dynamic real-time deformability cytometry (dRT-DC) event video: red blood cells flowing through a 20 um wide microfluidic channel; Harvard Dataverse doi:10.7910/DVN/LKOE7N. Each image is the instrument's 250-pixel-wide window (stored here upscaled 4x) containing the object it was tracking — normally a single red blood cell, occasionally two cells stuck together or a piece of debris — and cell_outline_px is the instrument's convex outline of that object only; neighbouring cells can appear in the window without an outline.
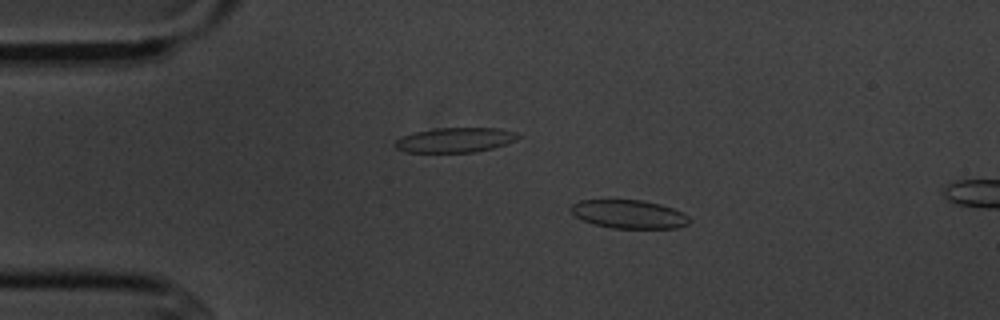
{"species": "common noctule bat (a hibernating species)", "species_latin": "Nyctalus noctula", "temperature_condition": "cold", "stored_images_in_passage": 5, "camera_frame_rate_fps": 3000, "um_per_image_px": 0.085, "animal": {"sex": "male", "body_mass_g": 20.1, "forearm_length_mm": 53.5}, "frame": {"image": 1, "passage_image": 3, "time_ms": 3.333, "image_size_px": [1000, 320], "cell_outline_px": [[692, 220], [688, 224], [676, 228], [612, 228], [592, 224], [576, 216], [568, 208], [572, 204], [580, 200], [640, 200], [660, 204], [684, 212]], "centroid_in_image_um": [53.47, 18.21], "position_along_channel_um": 31.5, "area_um2": 19.71}}